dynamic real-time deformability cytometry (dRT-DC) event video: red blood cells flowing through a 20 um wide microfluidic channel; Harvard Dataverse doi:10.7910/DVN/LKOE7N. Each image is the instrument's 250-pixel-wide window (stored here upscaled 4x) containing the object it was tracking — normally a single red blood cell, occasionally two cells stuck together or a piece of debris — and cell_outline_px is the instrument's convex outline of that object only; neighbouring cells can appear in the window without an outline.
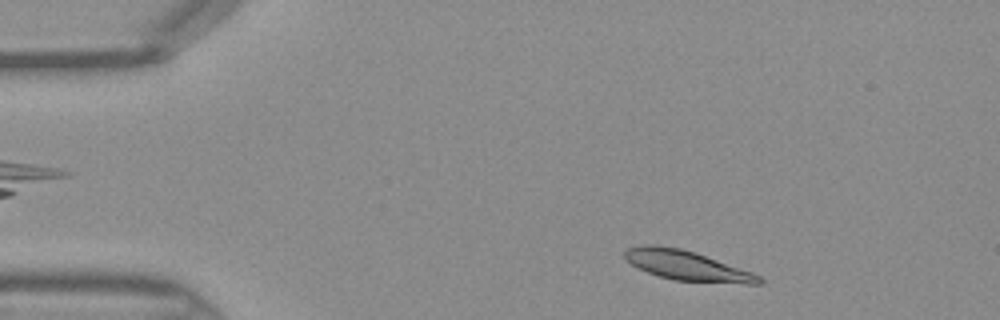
{"species": "Egyptian fruit bat (a non-hibernating species)", "species_latin": "Rousettus aegyptiacus", "temperature_condition": "warm", "stored_images_in_passage": 41, "camera_frame_rate_fps": 3000, "um_per_image_px": 0.085, "frame": {"image": 1, "passage_image": 3, "time_ms": 0.667, "image_size_px": [1000, 320], "cell_outline_px": [[764, 284], [744, 284], [672, 280], [648, 272], [632, 264], [624, 256], [624, 252], [628, 248], [644, 244], [652, 244], [680, 248], [696, 252], [752, 272], [760, 276], [764, 280]], "centroid_in_image_um": [58.44, 22.58], "position_along_channel_um": 26.6, "area_um2": 23.29}}
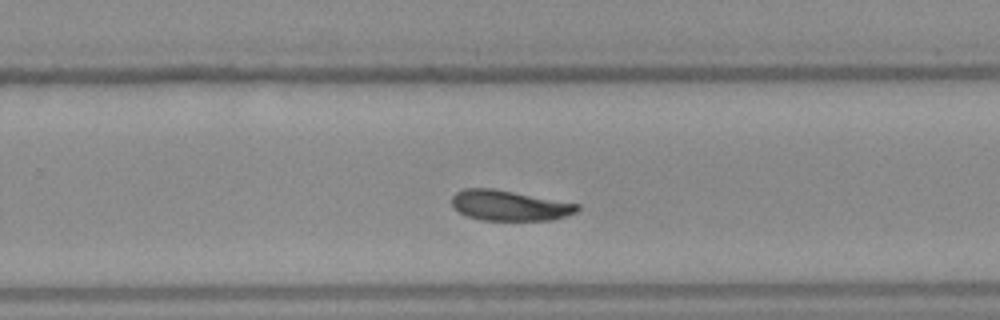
{"frame": {"image": 2, "passage_image": 25, "time_ms": 8.0, "image_size_px": [1000, 320], "cell_outline_px": [[580, 208], [576, 212], [552, 220], [480, 220], [468, 216], [460, 212], [452, 204], [452, 196], [456, 192], [464, 188], [492, 188], [580, 204]], "centroid_in_image_um": [43.3, 17.46], "position_along_channel_um": 286.5, "area_um2": 22.02}}
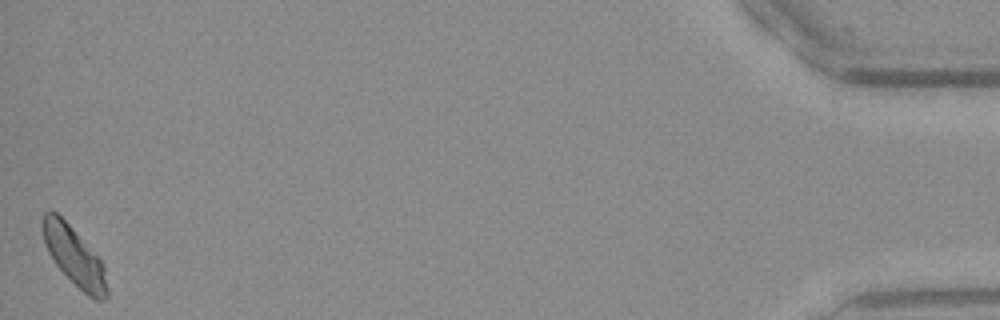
{"frame": {"image": 3, "passage_image": 41, "time_ms": 13.333, "image_size_px": [1000, 320], "cell_outline_px": [[108, 296], [104, 300], [96, 300], [88, 296], [56, 264], [48, 252], [44, 244], [40, 224], [40, 220], [44, 212], [56, 212], [72, 228], [104, 264], [108, 288]], "centroid_in_image_um": [6.3, 21.78], "position_along_channel_um": 428.9, "area_um2": 21.85}}